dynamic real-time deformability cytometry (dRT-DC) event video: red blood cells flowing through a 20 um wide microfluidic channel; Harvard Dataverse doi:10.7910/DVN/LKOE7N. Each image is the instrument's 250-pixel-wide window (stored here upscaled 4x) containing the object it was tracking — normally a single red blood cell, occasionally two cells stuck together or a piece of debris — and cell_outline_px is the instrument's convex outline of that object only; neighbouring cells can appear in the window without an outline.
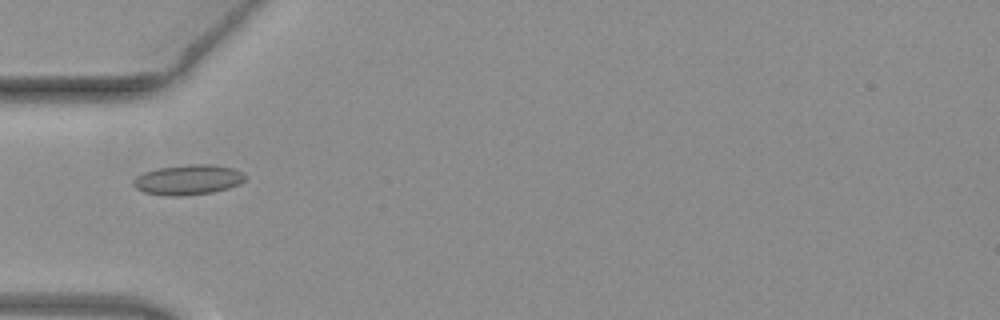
{"species": "common noctule bat (a hibernating species)", "species_latin": "Nyctalus noctula", "temperature_condition": "warm", "stored_images_in_passage": 52, "camera_frame_rate_fps": 3000, "um_per_image_px": 0.085, "animal": {"sex": "female", "body_mass_g": 19.3, "forearm_length_mm": 54.1}, "frame": {"image": 1, "passage_image": 18, "time_ms": 5.667, "image_size_px": [1000, 320], "cell_outline_px": [[244, 180], [240, 184], [228, 188], [212, 192], [180, 196], [168, 196], [144, 192], [136, 188], [132, 184], [132, 180], [136, 176], [144, 172], [160, 168], [188, 164], [212, 164], [232, 168], [244, 172]], "centroid_in_image_um": [15.98, 15.27], "position_along_channel_um": 69.0, "area_um2": 19.59}}
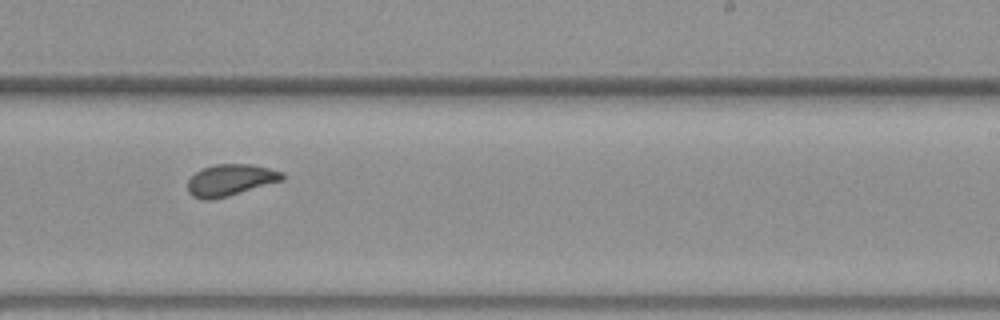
{"frame": {"image": 2, "passage_image": 33, "time_ms": 10.667, "image_size_px": [1000, 320], "cell_outline_px": [[284, 180], [228, 196], [212, 200], [204, 200], [192, 196], [188, 192], [188, 180], [200, 168], [216, 164], [252, 164], [284, 172]], "centroid_in_image_um": [19.58, 15.3], "position_along_channel_um": 269.4, "area_um2": 17.51}}
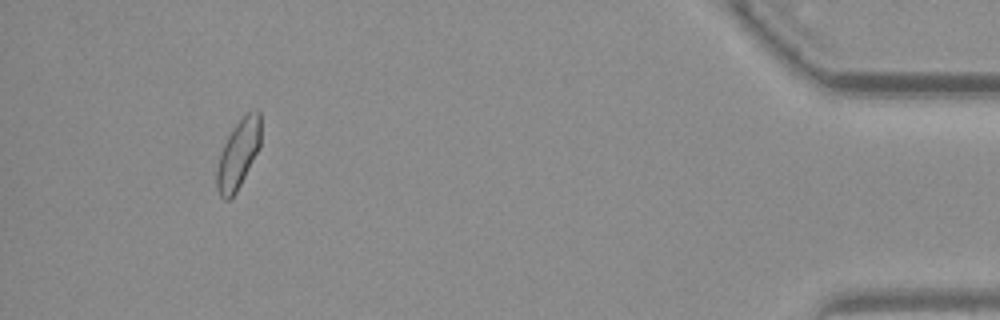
{"frame": {"image": 3, "passage_image": 49, "time_ms": 16.0, "image_size_px": [1000, 320], "cell_outline_px": [[260, 148], [236, 192], [228, 200], [224, 200], [220, 196], [216, 188], [216, 168], [224, 144], [228, 136], [236, 124], [252, 108], [256, 108], [260, 112]], "centroid_in_image_um": [20.26, 13.1], "position_along_channel_um": 414.9, "area_um2": 17.57}, "authors_computed_cell_mechanics": {"area_um2": 17.6001, "velocity_mm_per_s": 4.0156, "shape_relaxation_time_tau1_ms": null, "shape_relaxation_time_tau2_ms": 0.9982, "deformation_change_tau1": null, "deformation_change_tau2": 0.0633}}